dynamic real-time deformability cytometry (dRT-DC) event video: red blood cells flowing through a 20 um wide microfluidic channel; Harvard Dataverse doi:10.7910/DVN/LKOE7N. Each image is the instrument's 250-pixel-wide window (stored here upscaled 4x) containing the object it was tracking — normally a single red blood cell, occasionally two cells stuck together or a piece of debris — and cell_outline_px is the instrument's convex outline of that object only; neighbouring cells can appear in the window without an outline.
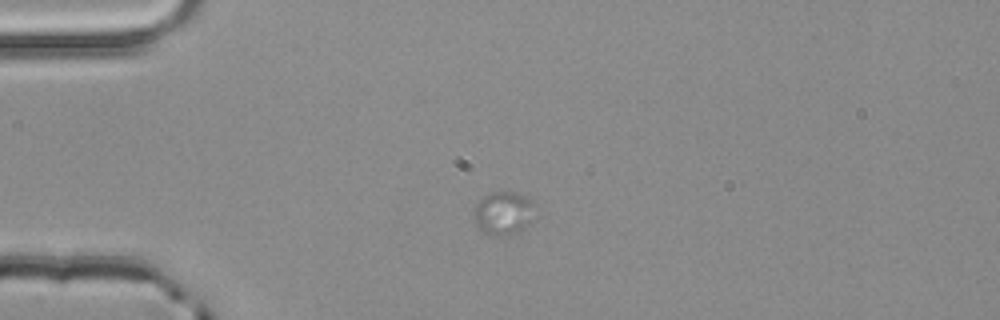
{"species": "common noctule bat (a hibernating species)", "species_latin": "Nyctalus noctula", "temperature_condition": "room temperature", "stored_images_in_passage": 2, "camera_frame_rate_fps": 3000, "um_per_image_px": 0.085, "animal": {"sex": "male", "body_mass_g": 20.4}, "frame": {"image": 1, "passage_image": 1, "time_ms": 0.0, "image_size_px": [1000, 320], "cell_outline_px": [[532, 220], [524, 228], [508, 236], [488, 236], [476, 224], [476, 204], [484, 196], [492, 192], [516, 192], [532, 196]], "centroid_in_image_um": [42.82, 18.11], "position_along_channel_um": 42.2, "area_um2": 15.32}}